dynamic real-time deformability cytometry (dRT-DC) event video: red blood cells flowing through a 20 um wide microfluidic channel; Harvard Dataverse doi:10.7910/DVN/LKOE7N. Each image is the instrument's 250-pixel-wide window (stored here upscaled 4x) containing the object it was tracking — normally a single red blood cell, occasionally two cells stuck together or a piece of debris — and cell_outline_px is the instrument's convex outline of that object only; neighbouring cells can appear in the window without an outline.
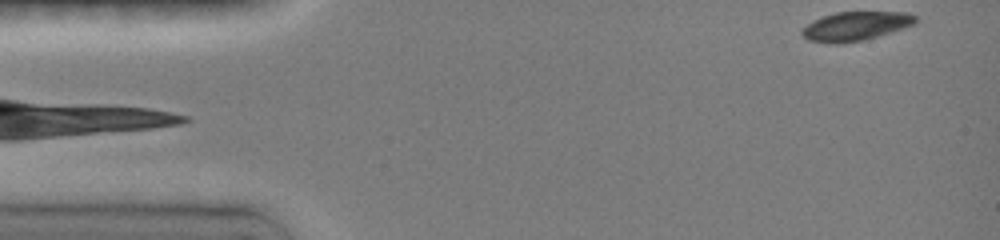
{"species": "common noctule bat (a hibernating species)", "species_latin": "Nyctalus noctula", "temperature_condition": "room temperature", "stored_images_in_passage": 25, "camera_frame_rate_fps": 3000, "um_per_image_px": 0.085, "animal": {"sex": "female", "body_mass_g": 19.0, "forearm_length_mm": 51.5}, "frame": {"image": 1, "passage_image": 1, "time_ms": 0.0, "image_size_px": [1000, 240], "cell_outline_px": [[916, 24], [904, 28], [864, 40], [840, 44], [828, 44], [808, 40], [800, 32], [808, 24], [824, 16], [836, 12], [904, 12], [916, 16]], "centroid_in_image_um": [72.74, 2.24], "position_along_channel_um": 12.3, "area_um2": 19.07}}
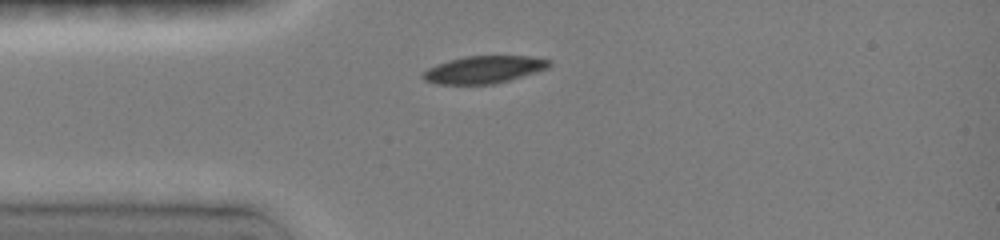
{"frame": {"image": 2, "passage_image": 11, "time_ms": 3.0, "image_size_px": [1000, 240], "cell_outline_px": [[552, 60], [544, 68], [508, 80], [492, 84], [440, 84], [424, 80], [424, 72], [428, 68], [448, 60], [464, 56], [528, 56]], "centroid_in_image_um": [41.07, 5.9], "position_along_channel_um": 43.9, "area_um2": 19.54}}
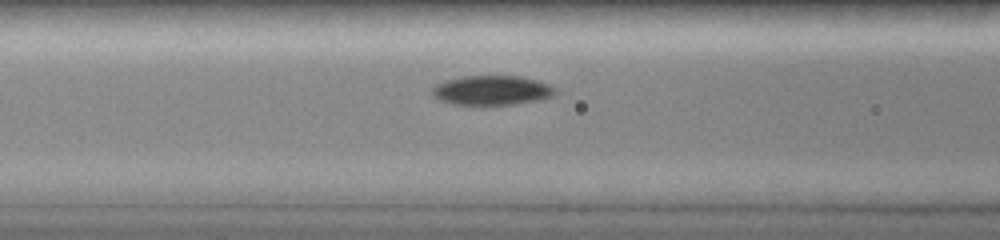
{"frame": {"image": 3, "passage_image": 18, "time_ms": 5.333, "image_size_px": [1000, 240], "cell_outline_px": [[552, 96], [540, 100], [512, 104], [480, 108], [452, 104], [440, 100], [432, 92], [432, 88], [436, 84], [448, 80], [464, 76], [520, 76], [536, 80], [548, 84], [552, 88]], "centroid_in_image_um": [41.75, 7.72], "position_along_channel_um": 124.9, "area_um2": 21.5}}